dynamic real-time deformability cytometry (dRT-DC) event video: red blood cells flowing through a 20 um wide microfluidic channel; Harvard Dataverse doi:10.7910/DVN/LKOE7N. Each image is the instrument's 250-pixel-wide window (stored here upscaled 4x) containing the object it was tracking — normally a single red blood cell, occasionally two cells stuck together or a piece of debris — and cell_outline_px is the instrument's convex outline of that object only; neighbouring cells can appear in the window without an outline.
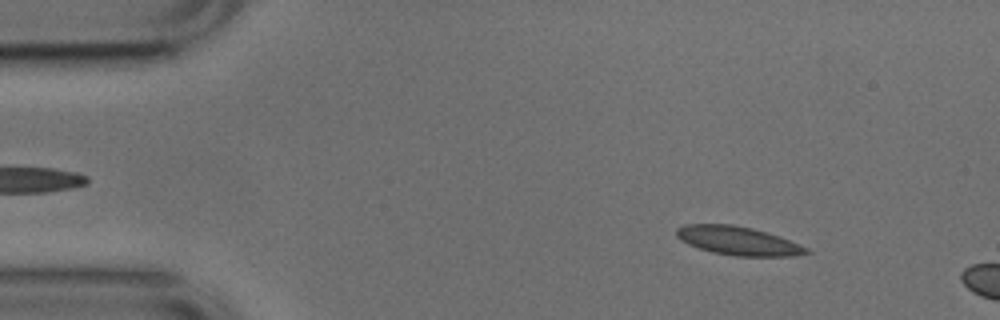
{"species": "common noctule bat (a hibernating species)", "species_latin": "Nyctalus noctula", "temperature_condition": "cold", "stored_images_in_passage": 10, "camera_frame_rate_fps": 3000, "um_per_image_px": 0.085, "animal": {"sex": "male", "body_mass_g": 17.9, "forearm_length_mm": 54.2}, "frame": {"image": 1, "passage_image": 6, "time_ms": 1.667, "image_size_px": [1000, 320], "cell_outline_px": [[812, 252], [792, 256], [736, 256], [712, 252], [688, 244], [680, 240], [676, 236], [676, 228], [684, 224], [732, 224], [752, 228], [768, 232], [780, 236], [808, 248]], "centroid_in_image_um": [62.73, 20.46], "position_along_channel_um": 22.3, "area_um2": 21.73}}